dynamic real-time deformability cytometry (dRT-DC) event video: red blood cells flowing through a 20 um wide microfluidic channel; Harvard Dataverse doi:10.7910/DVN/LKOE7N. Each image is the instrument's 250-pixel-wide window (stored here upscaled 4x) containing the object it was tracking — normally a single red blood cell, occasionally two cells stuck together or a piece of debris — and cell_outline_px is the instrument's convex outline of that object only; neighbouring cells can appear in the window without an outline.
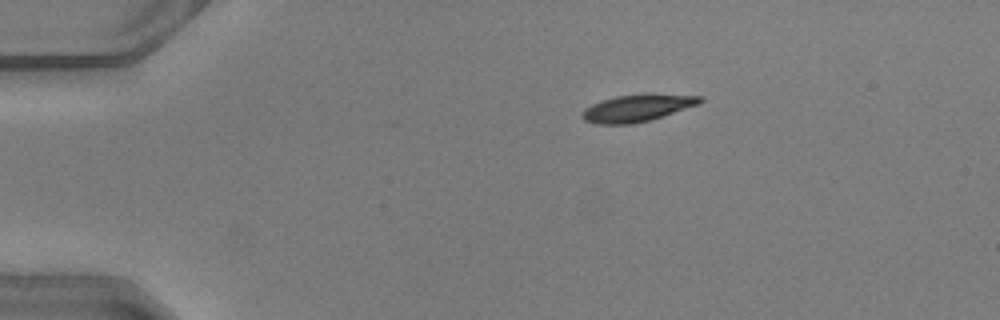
{"species": "common noctule bat (a hibernating species)", "species_latin": "Nyctalus noctula", "temperature_condition": "warm", "stored_images_in_passage": 42, "camera_frame_rate_fps": 3000, "um_per_image_px": 0.085, "animal": {"sex": "male", "body_mass_g": 20.5, "forearm_length_mm": 52.5}, "frame": {"image": 1, "passage_image": 2, "time_ms": 0.333, "image_size_px": [1000, 320], "cell_outline_px": [[704, 100], [700, 104], [652, 120], [632, 124], [596, 124], [584, 120], [580, 116], [584, 108], [592, 104], [616, 96], [644, 92], [652, 92], [704, 96]], "centroid_in_image_um": [54.24, 9.15], "position_along_channel_um": 30.8, "area_um2": 19.31}}
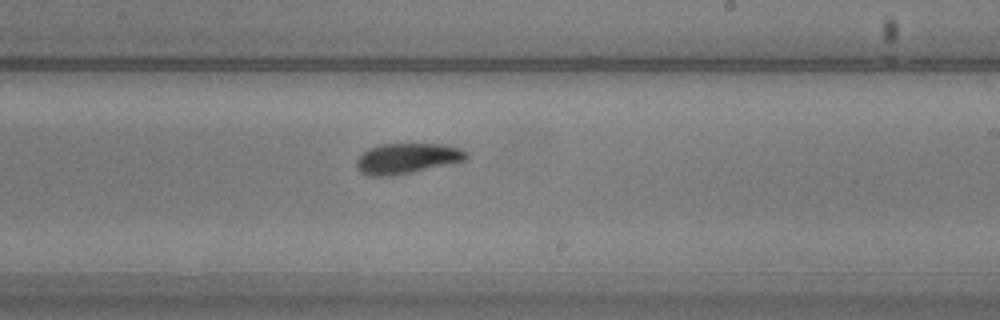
{"frame": {"image": 2, "passage_image": 23, "time_ms": 7.333, "image_size_px": [1000, 320], "cell_outline_px": [[468, 160], [412, 172], [392, 176], [368, 176], [360, 172], [356, 164], [356, 160], [368, 148], [380, 144], [444, 144], [460, 148], [468, 152]], "centroid_in_image_um": [34.62, 13.46], "position_along_channel_um": 254.4, "area_um2": 19.59}}
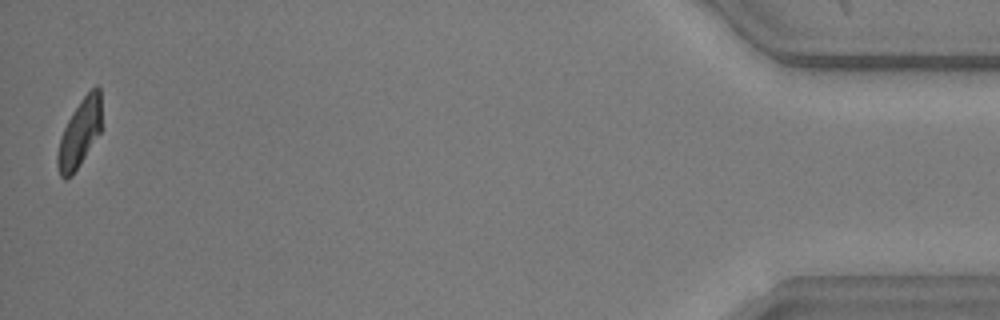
{"frame": {"image": 3, "passage_image": 42, "time_ms": 13.667, "image_size_px": [1000, 320], "cell_outline_px": [[100, 132], [72, 176], [64, 180], [60, 176], [56, 164], [56, 156], [60, 140], [64, 128], [72, 112], [80, 100], [96, 84], [100, 88]], "centroid_in_image_um": [6.74, 11.34], "position_along_channel_um": 428.5, "area_um2": 17.17}, "authors_computed_cell_mechanics": {"area_um2": 19.1318, "velocity_mm_per_s": 4.0957, "shape_relaxation_time_tau1_ms": 2.2134, "shape_relaxation_time_tau2_ms": 2.3061, "deformation_change_tau1": 0.1243, "deformation_change_tau2": 0.0913}}